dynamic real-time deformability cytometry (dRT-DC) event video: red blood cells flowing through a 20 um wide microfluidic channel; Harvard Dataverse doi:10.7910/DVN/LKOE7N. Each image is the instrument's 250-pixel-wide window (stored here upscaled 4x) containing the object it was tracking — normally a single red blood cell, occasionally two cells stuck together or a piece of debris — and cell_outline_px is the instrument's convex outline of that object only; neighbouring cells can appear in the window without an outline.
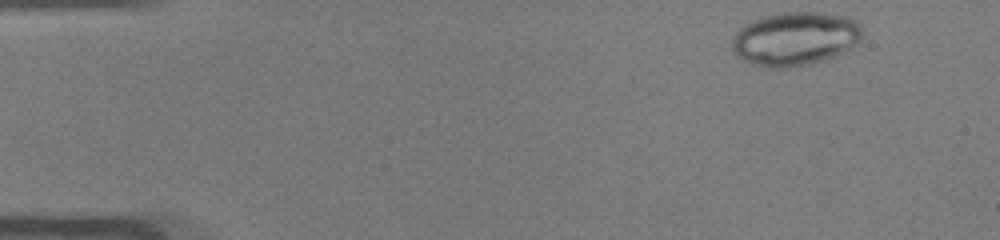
{"species": "common noctule bat (a hibernating species)", "species_latin": "Nyctalus noctula", "temperature_condition": "warm", "stored_images_in_passage": 46, "camera_frame_rate_fps": 3000, "um_per_image_px": 0.085, "animal": {"sex": "male", "body_mass_g": 19.0, "forearm_length_mm": 50.8}, "frame": {"image": 1, "passage_image": 1, "time_ms": 0.0, "image_size_px": [1000, 240], "cell_outline_px": [[860, 40], [852, 48], [836, 56], [812, 64], [784, 68], [768, 68], [744, 60], [736, 56], [732, 48], [732, 36], [740, 28], [764, 16], [784, 12], [824, 12], [848, 16], [856, 20], [860, 24]], "centroid_in_image_um": [67.62, 3.29], "position_along_channel_um": 17.4, "area_um2": 40.86}}
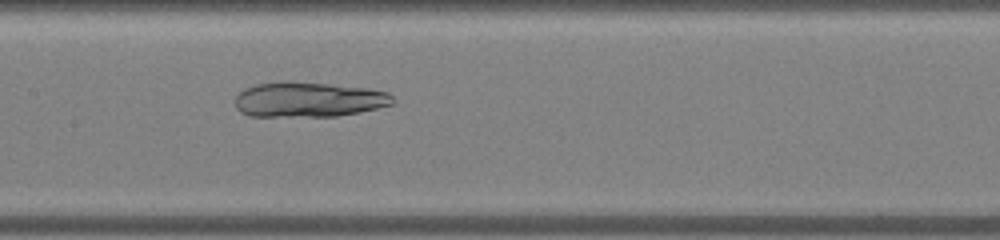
{"frame": {"image": 2, "passage_image": 21, "time_ms": 6.667, "image_size_px": [1000, 240], "cell_outline_px": [[396, 100], [392, 104], [376, 108], [336, 116], [248, 116], [240, 112], [236, 108], [236, 96], [244, 88], [256, 84], [280, 80], [284, 80], [328, 84], [368, 88], [388, 92]], "centroid_in_image_um": [26.19, 8.45], "position_along_channel_um": 181.2, "area_um2": 32.31}}
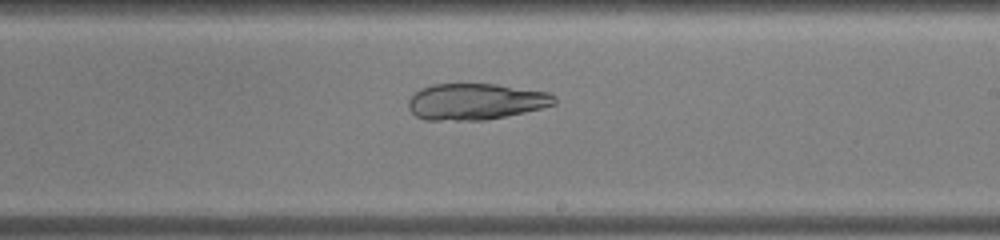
{"frame": {"image": 3, "passage_image": 26, "time_ms": 8.333, "image_size_px": [1000, 240], "cell_outline_px": [[556, 104], [524, 112], [484, 120], [424, 120], [416, 116], [408, 108], [408, 100], [420, 88], [432, 84], [496, 84], [548, 92], [556, 96]], "centroid_in_image_um": [40.41, 8.63], "position_along_channel_um": 248.6, "area_um2": 30.87}}